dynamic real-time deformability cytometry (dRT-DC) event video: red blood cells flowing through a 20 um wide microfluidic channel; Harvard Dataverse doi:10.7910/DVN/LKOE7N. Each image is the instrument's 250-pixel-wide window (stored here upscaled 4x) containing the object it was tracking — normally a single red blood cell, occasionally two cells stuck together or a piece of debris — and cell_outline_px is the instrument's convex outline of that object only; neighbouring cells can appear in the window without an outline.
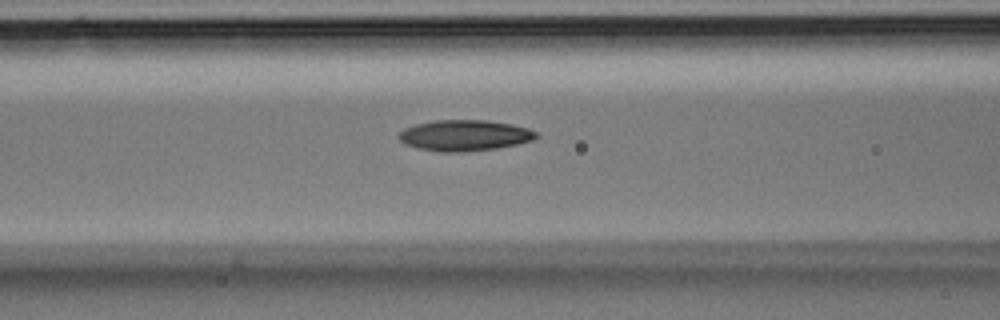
{"species": "Egyptian fruit bat (a non-hibernating species)", "species_latin": "Rousettus aegyptiacus", "temperature_condition": "room temperature", "stored_images_in_passage": 36, "camera_frame_rate_fps": 3000, "um_per_image_px": 0.085, "animal": {"sex": "male"}, "frame": {"image": 1, "passage_image": 15, "time_ms": 4.667, "image_size_px": [1000, 320], "cell_outline_px": [[540, 136], [532, 140], [516, 144], [496, 148], [464, 152], [440, 152], [416, 148], [404, 144], [400, 140], [400, 132], [404, 128], [416, 124], [436, 120], [488, 120], [528, 128], [536, 132]], "centroid_in_image_um": [39.47, 11.51], "position_along_channel_um": 127.1, "area_um2": 24.68}}
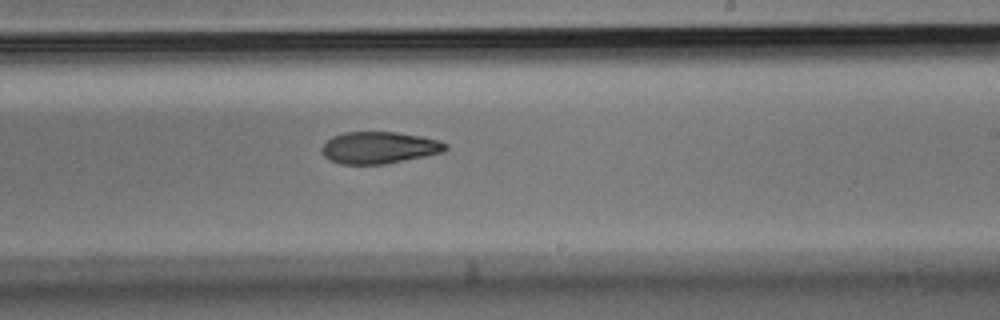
{"frame": {"image": 2, "passage_image": 22, "time_ms": 7.0, "image_size_px": [1000, 320], "cell_outline_px": [[448, 148], [444, 152], [384, 164], [340, 164], [328, 160], [324, 156], [320, 148], [332, 136], [344, 132], [396, 132], [420, 136], [440, 140], [448, 144]], "centroid_in_image_um": [32.22, 12.55], "position_along_channel_um": 256.8, "area_um2": 23.06}}
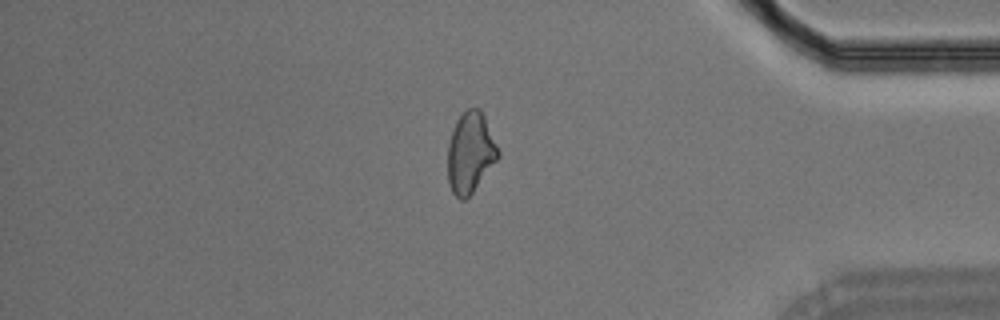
{"frame": {"image": 3, "passage_image": 31, "time_ms": 10.0, "image_size_px": [1000, 320], "cell_outline_px": [[500, 156], [472, 192], [464, 200], [460, 200], [452, 192], [448, 184], [448, 144], [456, 120], [468, 108], [480, 108], [484, 116], [500, 152]], "centroid_in_image_um": [39.97, 12.98], "position_along_channel_um": 395.2, "area_um2": 23.47}}